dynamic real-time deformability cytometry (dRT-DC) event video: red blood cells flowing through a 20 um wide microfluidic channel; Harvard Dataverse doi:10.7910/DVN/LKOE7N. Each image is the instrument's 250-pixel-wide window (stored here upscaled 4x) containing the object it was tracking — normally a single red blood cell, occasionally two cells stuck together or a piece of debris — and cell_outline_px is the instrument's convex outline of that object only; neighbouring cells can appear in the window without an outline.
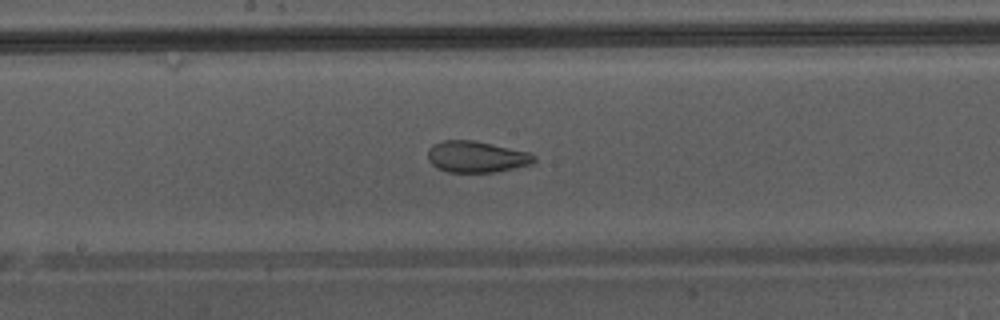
{"species": "Egyptian fruit bat (a non-hibernating species)", "species_latin": "Rousettus aegyptiacus", "temperature_condition": "warm", "stored_images_in_passage": 49, "camera_frame_rate_fps": 3000, "um_per_image_px": 0.085, "animal": {"sex": "male"}, "frame": {"image": 1, "passage_image": 28, "time_ms": 9.0, "image_size_px": [1000, 320], "cell_outline_px": [[536, 160], [532, 164], [496, 172], [448, 172], [436, 168], [428, 160], [428, 148], [432, 144], [444, 140], [472, 140], [532, 152], [536, 156]], "centroid_in_image_um": [40.51, 13.32], "position_along_channel_um": 207.7, "area_um2": 19.65}, "authors_computed_cell_mechanics": {"area_um2": 25.3164, "velocity_mm_per_s": 4.3671, "shape_relaxation_time_tau1_ms": null, "shape_relaxation_time_tau2_ms": 1.1593, "deformation_change_tau1": null, "deformation_change_tau2": 0.0704}}